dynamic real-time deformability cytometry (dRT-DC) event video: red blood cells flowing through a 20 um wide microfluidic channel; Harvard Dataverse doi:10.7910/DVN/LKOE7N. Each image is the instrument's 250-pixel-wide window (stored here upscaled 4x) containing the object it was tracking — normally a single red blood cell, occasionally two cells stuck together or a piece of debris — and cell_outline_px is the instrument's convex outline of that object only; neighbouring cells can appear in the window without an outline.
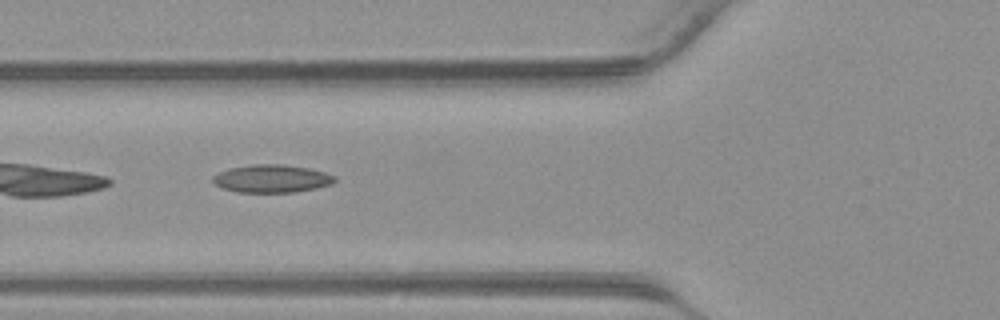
{"species": "common noctule bat (a hibernating species)", "species_latin": "Nyctalus noctula", "temperature_condition": "warm", "stored_images_in_passage": 34, "camera_frame_rate_fps": 3000, "um_per_image_px": 0.085, "animal": {"sex": "male", "body_mass_g": 23.1, "forearm_length_mm": 52.7}, "frame": {"image": 1, "passage_image": 8, "time_ms": 2.333, "image_size_px": [1000, 320], "cell_outline_px": [[336, 180], [332, 184], [316, 188], [296, 192], [236, 192], [220, 188], [212, 180], [212, 176], [220, 172], [232, 168], [256, 164], [280, 164], [308, 168], [324, 172], [336, 176]], "centroid_in_image_um": [23.11, 15.19], "position_along_channel_um": 102.7, "area_um2": 19.71}}
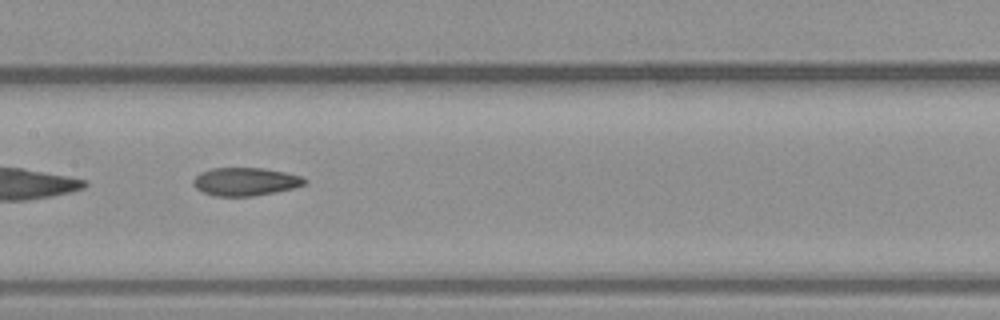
{"frame": {"image": 2, "passage_image": 13, "time_ms": 4.0, "image_size_px": [1000, 320], "cell_outline_px": [[308, 180], [304, 184], [292, 188], [252, 196], [216, 196], [204, 192], [196, 188], [192, 184], [192, 180], [200, 172], [212, 168], [264, 168], [304, 176]], "centroid_in_image_um": [20.84, 15.42], "position_along_channel_um": 186.6, "area_um2": 18.15}}
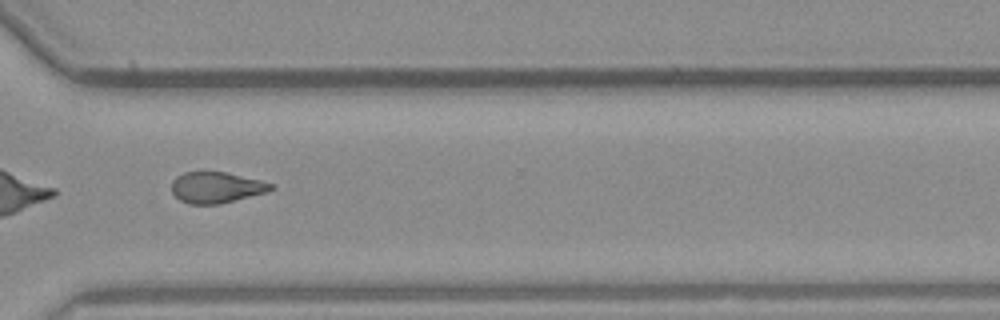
{"frame": {"image": 3, "passage_image": 23, "time_ms": 7.333, "image_size_px": [1000, 320], "cell_outline_px": [[276, 188], [268, 192], [220, 204], [188, 204], [180, 200], [172, 192], [172, 180], [176, 176], [184, 172], [224, 172], [260, 180], [272, 184]], "centroid_in_image_um": [18.39, 15.94], "position_along_channel_um": 352.2, "area_um2": 17.98}}